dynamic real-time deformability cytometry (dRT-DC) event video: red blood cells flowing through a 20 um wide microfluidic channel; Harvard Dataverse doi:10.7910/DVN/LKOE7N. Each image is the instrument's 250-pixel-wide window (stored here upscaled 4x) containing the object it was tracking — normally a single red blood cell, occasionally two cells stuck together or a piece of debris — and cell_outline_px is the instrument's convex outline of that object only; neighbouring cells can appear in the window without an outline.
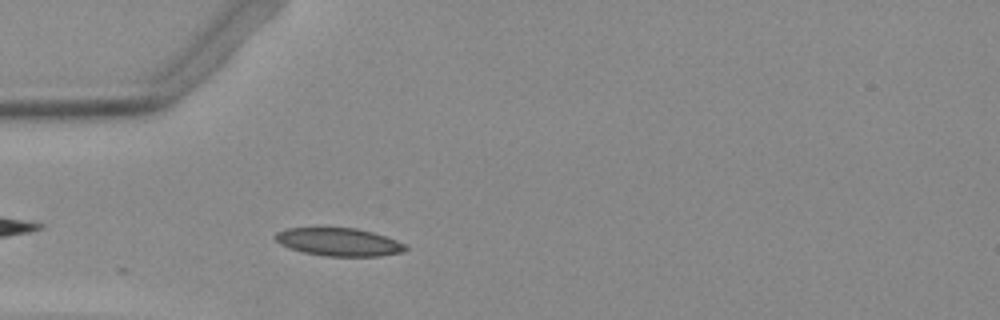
{"species": "Egyptian fruit bat (a non-hibernating species)", "species_latin": "Rousettus aegyptiacus", "temperature_condition": "warm", "stored_images_in_passage": 8, "camera_frame_rate_fps": 3000, "um_per_image_px": 0.085, "animal": {"sex": "female"}, "frame": {"image": 1, "passage_image": 4, "time_ms": 1.0, "image_size_px": [1000, 320], "cell_outline_px": [[408, 248], [400, 252], [380, 256], [324, 256], [304, 252], [280, 244], [272, 236], [276, 232], [288, 228], [356, 228], [372, 232], [396, 240], [404, 244]], "centroid_in_image_um": [28.77, 20.56], "position_along_channel_um": 56.2, "area_um2": 20.98}}